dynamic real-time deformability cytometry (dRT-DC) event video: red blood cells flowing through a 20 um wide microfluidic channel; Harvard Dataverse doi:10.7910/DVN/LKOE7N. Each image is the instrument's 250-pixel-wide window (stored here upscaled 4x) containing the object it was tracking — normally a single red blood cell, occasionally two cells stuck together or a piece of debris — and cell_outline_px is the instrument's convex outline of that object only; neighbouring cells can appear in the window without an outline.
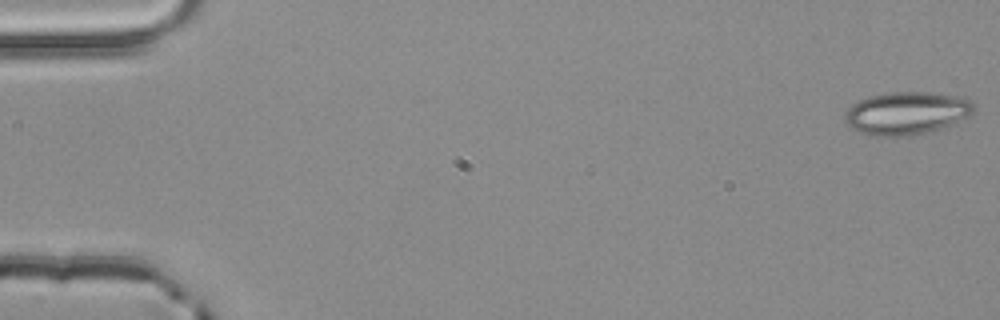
{"species": "common noctule bat (a hibernating species)", "species_latin": "Nyctalus noctula", "temperature_condition": "room temperature", "stored_images_in_passage": 4, "camera_frame_rate_fps": 3000, "um_per_image_px": 0.085, "animal": {"sex": "male", "body_mass_g": 20.4}, "frame": {"image": 1, "passage_image": 1, "time_ms": 0.0, "image_size_px": [1000, 320], "cell_outline_px": [[976, 108], [968, 116], [940, 128], [916, 136], [872, 136], [860, 132], [852, 128], [844, 120], [844, 112], [852, 104], [868, 96], [888, 92], [928, 92], [956, 96], [968, 100]], "centroid_in_image_um": [77.0, 9.62], "position_along_channel_um": 8.0, "area_um2": 32.08}}
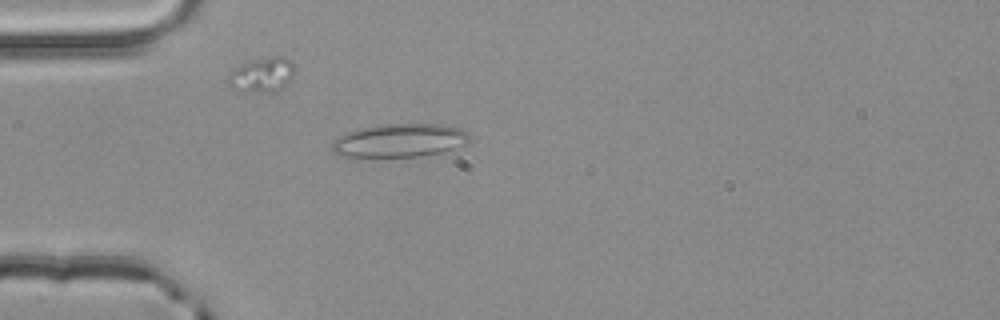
{"frame": {"image": 2, "passage_image": 4, "time_ms": 1.0, "image_size_px": [1000, 320], "cell_outline_px": [[468, 140], [464, 144], [440, 152], [420, 156], [360, 160], [340, 156], [332, 152], [332, 144], [340, 136], [348, 132], [360, 128], [384, 124], [444, 124], [460, 128], [468, 132]], "centroid_in_image_um": [33.87, 11.99], "position_along_channel_um": 51.1, "area_um2": 27.46}}